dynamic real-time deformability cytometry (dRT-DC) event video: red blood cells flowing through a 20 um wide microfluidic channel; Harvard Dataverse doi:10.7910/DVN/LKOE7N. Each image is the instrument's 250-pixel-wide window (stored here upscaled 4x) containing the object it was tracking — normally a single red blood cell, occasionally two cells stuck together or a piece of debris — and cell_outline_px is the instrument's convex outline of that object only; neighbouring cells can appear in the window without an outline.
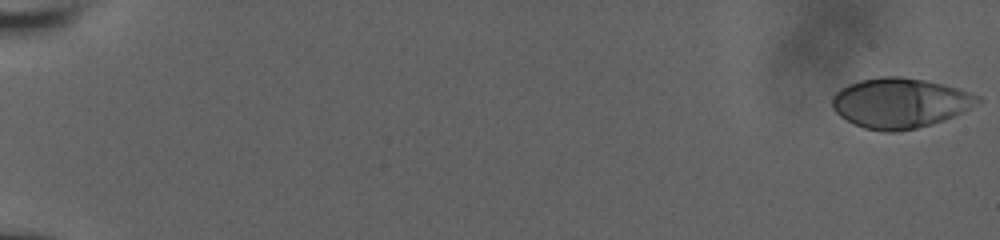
{"species": "human", "species_latin": "Homo sapiens", "temperature_condition": "room temperature", "stored_images_in_passage": 40, "camera_frame_rate_fps": 3000, "um_per_image_px": 0.085, "donor": {"sex": "male"}, "frame": {"image": 1, "passage_image": 1, "time_ms": 0.0, "image_size_px": [1000, 240], "cell_outline_px": [[984, 100], [944, 120], [932, 124], [916, 128], [896, 132], [880, 132], [864, 128], [840, 116], [832, 108], [832, 96], [840, 88], [848, 84], [860, 80], [880, 76], [900, 76], [924, 80], [944, 84], [980, 96]], "centroid_in_image_um": [76.47, 8.75], "position_along_channel_um": 8.5, "area_um2": 42.37}}
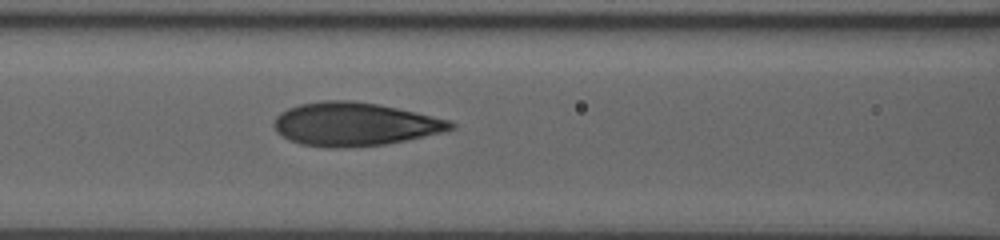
{"frame": {"image": 2, "passage_image": 34, "time_ms": 9.0, "image_size_px": [1000, 240], "cell_outline_px": [[456, 128], [448, 132], [384, 144], [340, 148], [328, 148], [300, 144], [288, 140], [276, 132], [272, 124], [276, 116], [280, 112], [288, 108], [300, 104], [324, 100], [352, 100], [376, 104], [396, 108], [432, 116], [448, 120], [456, 124]], "centroid_in_image_um": [30.12, 10.56], "position_along_channel_um": 136.5, "area_um2": 44.85}}
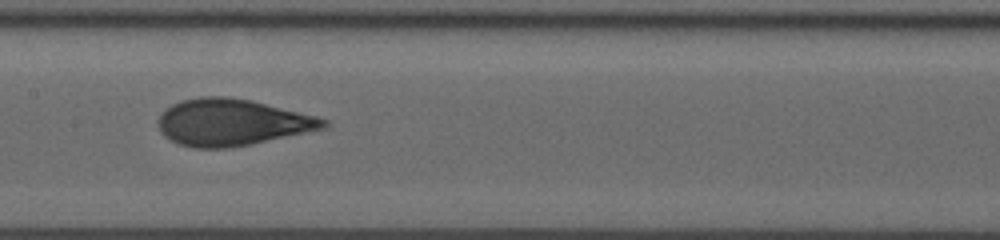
{"frame": {"image": 3, "passage_image": 39, "time_ms": 10.333, "image_size_px": [1000, 240], "cell_outline_px": [[328, 124], [324, 128], [252, 144], [232, 148], [196, 148], [180, 144], [164, 136], [160, 132], [160, 116], [172, 104], [180, 100], [200, 96], [228, 96], [252, 100], [316, 116], [328, 120]], "centroid_in_image_um": [19.72, 10.39], "position_along_channel_um": 187.7, "area_um2": 44.74}}